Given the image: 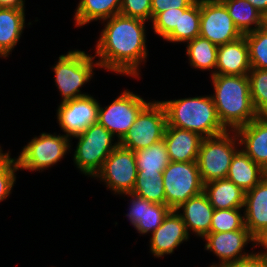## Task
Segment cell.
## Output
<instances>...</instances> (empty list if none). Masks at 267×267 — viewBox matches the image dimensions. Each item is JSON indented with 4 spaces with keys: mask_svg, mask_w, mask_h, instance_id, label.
Instances as JSON below:
<instances>
[{
    "mask_svg": "<svg viewBox=\"0 0 267 267\" xmlns=\"http://www.w3.org/2000/svg\"><path fill=\"white\" fill-rule=\"evenodd\" d=\"M99 24L103 27L98 30L91 50L100 69L111 75L140 80L142 68H146L149 60L150 23L118 14Z\"/></svg>",
    "mask_w": 267,
    "mask_h": 267,
    "instance_id": "1",
    "label": "cell"
},
{
    "mask_svg": "<svg viewBox=\"0 0 267 267\" xmlns=\"http://www.w3.org/2000/svg\"><path fill=\"white\" fill-rule=\"evenodd\" d=\"M208 78L218 118L227 131H236L258 116L251 101L247 75L215 74Z\"/></svg>",
    "mask_w": 267,
    "mask_h": 267,
    "instance_id": "2",
    "label": "cell"
},
{
    "mask_svg": "<svg viewBox=\"0 0 267 267\" xmlns=\"http://www.w3.org/2000/svg\"><path fill=\"white\" fill-rule=\"evenodd\" d=\"M197 95L159 100L165 107L167 124L190 130L203 138L226 132L218 118L211 94Z\"/></svg>",
    "mask_w": 267,
    "mask_h": 267,
    "instance_id": "3",
    "label": "cell"
},
{
    "mask_svg": "<svg viewBox=\"0 0 267 267\" xmlns=\"http://www.w3.org/2000/svg\"><path fill=\"white\" fill-rule=\"evenodd\" d=\"M89 51L77 47L69 49L66 53L60 54L54 65L50 66L54 75L53 83L58 95L61 96L60 102L90 95V92H84L83 88L86 85L89 87L91 81L96 80L94 75L101 69L91 48Z\"/></svg>",
    "mask_w": 267,
    "mask_h": 267,
    "instance_id": "4",
    "label": "cell"
},
{
    "mask_svg": "<svg viewBox=\"0 0 267 267\" xmlns=\"http://www.w3.org/2000/svg\"><path fill=\"white\" fill-rule=\"evenodd\" d=\"M70 140L72 165L78 170L77 172L90 180L101 169L109 154L119 145V140L98 122ZM73 140H76L75 146Z\"/></svg>",
    "mask_w": 267,
    "mask_h": 267,
    "instance_id": "5",
    "label": "cell"
},
{
    "mask_svg": "<svg viewBox=\"0 0 267 267\" xmlns=\"http://www.w3.org/2000/svg\"><path fill=\"white\" fill-rule=\"evenodd\" d=\"M33 136L15 157L22 173L23 171L28 173L49 171L70 155L71 140L59 131L58 133L43 131L38 136Z\"/></svg>",
    "mask_w": 267,
    "mask_h": 267,
    "instance_id": "6",
    "label": "cell"
},
{
    "mask_svg": "<svg viewBox=\"0 0 267 267\" xmlns=\"http://www.w3.org/2000/svg\"><path fill=\"white\" fill-rule=\"evenodd\" d=\"M239 149L236 131L203 138L196 161L203 183L226 179L232 158Z\"/></svg>",
    "mask_w": 267,
    "mask_h": 267,
    "instance_id": "7",
    "label": "cell"
},
{
    "mask_svg": "<svg viewBox=\"0 0 267 267\" xmlns=\"http://www.w3.org/2000/svg\"><path fill=\"white\" fill-rule=\"evenodd\" d=\"M135 92L124 88L113 100L108 101L109 104L102 105L100 102L98 123L119 141L132 127L139 113L153 100Z\"/></svg>",
    "mask_w": 267,
    "mask_h": 267,
    "instance_id": "8",
    "label": "cell"
},
{
    "mask_svg": "<svg viewBox=\"0 0 267 267\" xmlns=\"http://www.w3.org/2000/svg\"><path fill=\"white\" fill-rule=\"evenodd\" d=\"M166 127L165 107L158 99L153 98L139 113L132 127L119 141V145L134 152L150 147L163 140Z\"/></svg>",
    "mask_w": 267,
    "mask_h": 267,
    "instance_id": "9",
    "label": "cell"
},
{
    "mask_svg": "<svg viewBox=\"0 0 267 267\" xmlns=\"http://www.w3.org/2000/svg\"><path fill=\"white\" fill-rule=\"evenodd\" d=\"M137 172L135 152L118 145L92 179L97 180L110 194L117 197L132 192Z\"/></svg>",
    "mask_w": 267,
    "mask_h": 267,
    "instance_id": "10",
    "label": "cell"
},
{
    "mask_svg": "<svg viewBox=\"0 0 267 267\" xmlns=\"http://www.w3.org/2000/svg\"><path fill=\"white\" fill-rule=\"evenodd\" d=\"M166 205L177 209L189 198L203 192L204 183L201 179L196 161L170 162L162 173Z\"/></svg>",
    "mask_w": 267,
    "mask_h": 267,
    "instance_id": "11",
    "label": "cell"
},
{
    "mask_svg": "<svg viewBox=\"0 0 267 267\" xmlns=\"http://www.w3.org/2000/svg\"><path fill=\"white\" fill-rule=\"evenodd\" d=\"M202 240L204 251L218 259L206 267H223L251 256L257 249V239L248 229L208 233Z\"/></svg>",
    "mask_w": 267,
    "mask_h": 267,
    "instance_id": "12",
    "label": "cell"
},
{
    "mask_svg": "<svg viewBox=\"0 0 267 267\" xmlns=\"http://www.w3.org/2000/svg\"><path fill=\"white\" fill-rule=\"evenodd\" d=\"M92 93L87 96L60 102L56 107V123L59 131L68 138L82 134L98 122L100 100Z\"/></svg>",
    "mask_w": 267,
    "mask_h": 267,
    "instance_id": "13",
    "label": "cell"
},
{
    "mask_svg": "<svg viewBox=\"0 0 267 267\" xmlns=\"http://www.w3.org/2000/svg\"><path fill=\"white\" fill-rule=\"evenodd\" d=\"M217 46L232 42L243 35L235 26L221 0H200V33Z\"/></svg>",
    "mask_w": 267,
    "mask_h": 267,
    "instance_id": "14",
    "label": "cell"
},
{
    "mask_svg": "<svg viewBox=\"0 0 267 267\" xmlns=\"http://www.w3.org/2000/svg\"><path fill=\"white\" fill-rule=\"evenodd\" d=\"M117 197L128 201L127 213L123 215L140 237L150 236L171 211L166 204L153 203L133 193H124Z\"/></svg>",
    "mask_w": 267,
    "mask_h": 267,
    "instance_id": "15",
    "label": "cell"
},
{
    "mask_svg": "<svg viewBox=\"0 0 267 267\" xmlns=\"http://www.w3.org/2000/svg\"><path fill=\"white\" fill-rule=\"evenodd\" d=\"M148 238V253L157 259L172 256L176 249L191 240L184 221L175 210L168 213L163 223Z\"/></svg>",
    "mask_w": 267,
    "mask_h": 267,
    "instance_id": "16",
    "label": "cell"
},
{
    "mask_svg": "<svg viewBox=\"0 0 267 267\" xmlns=\"http://www.w3.org/2000/svg\"><path fill=\"white\" fill-rule=\"evenodd\" d=\"M214 210L204 192L189 198L175 209L184 221L189 235L199 240L210 233Z\"/></svg>",
    "mask_w": 267,
    "mask_h": 267,
    "instance_id": "17",
    "label": "cell"
},
{
    "mask_svg": "<svg viewBox=\"0 0 267 267\" xmlns=\"http://www.w3.org/2000/svg\"><path fill=\"white\" fill-rule=\"evenodd\" d=\"M26 10L0 7V59L7 60L12 56L17 45L21 43L25 28L28 29L34 24L30 20L27 22Z\"/></svg>",
    "mask_w": 267,
    "mask_h": 267,
    "instance_id": "18",
    "label": "cell"
},
{
    "mask_svg": "<svg viewBox=\"0 0 267 267\" xmlns=\"http://www.w3.org/2000/svg\"><path fill=\"white\" fill-rule=\"evenodd\" d=\"M240 148L267 171V116H257L236 130Z\"/></svg>",
    "mask_w": 267,
    "mask_h": 267,
    "instance_id": "19",
    "label": "cell"
},
{
    "mask_svg": "<svg viewBox=\"0 0 267 267\" xmlns=\"http://www.w3.org/2000/svg\"><path fill=\"white\" fill-rule=\"evenodd\" d=\"M243 211L246 228L258 240L267 232V175L245 192Z\"/></svg>",
    "mask_w": 267,
    "mask_h": 267,
    "instance_id": "20",
    "label": "cell"
},
{
    "mask_svg": "<svg viewBox=\"0 0 267 267\" xmlns=\"http://www.w3.org/2000/svg\"><path fill=\"white\" fill-rule=\"evenodd\" d=\"M251 69L245 35L235 41L218 46L215 74L248 75Z\"/></svg>",
    "mask_w": 267,
    "mask_h": 267,
    "instance_id": "21",
    "label": "cell"
},
{
    "mask_svg": "<svg viewBox=\"0 0 267 267\" xmlns=\"http://www.w3.org/2000/svg\"><path fill=\"white\" fill-rule=\"evenodd\" d=\"M202 139L195 132L168 124L163 138L171 162L197 161Z\"/></svg>",
    "mask_w": 267,
    "mask_h": 267,
    "instance_id": "22",
    "label": "cell"
},
{
    "mask_svg": "<svg viewBox=\"0 0 267 267\" xmlns=\"http://www.w3.org/2000/svg\"><path fill=\"white\" fill-rule=\"evenodd\" d=\"M122 0H79L74 9L72 23L74 28L89 26L93 22H100L120 13Z\"/></svg>",
    "mask_w": 267,
    "mask_h": 267,
    "instance_id": "23",
    "label": "cell"
},
{
    "mask_svg": "<svg viewBox=\"0 0 267 267\" xmlns=\"http://www.w3.org/2000/svg\"><path fill=\"white\" fill-rule=\"evenodd\" d=\"M266 175L267 171L240 148L232 158L226 179L247 192L253 189Z\"/></svg>",
    "mask_w": 267,
    "mask_h": 267,
    "instance_id": "24",
    "label": "cell"
},
{
    "mask_svg": "<svg viewBox=\"0 0 267 267\" xmlns=\"http://www.w3.org/2000/svg\"><path fill=\"white\" fill-rule=\"evenodd\" d=\"M186 63L191 69L202 73L209 72L208 77L215 75L218 46L208 39L197 36L184 44ZM205 71V72H204Z\"/></svg>",
    "mask_w": 267,
    "mask_h": 267,
    "instance_id": "25",
    "label": "cell"
},
{
    "mask_svg": "<svg viewBox=\"0 0 267 267\" xmlns=\"http://www.w3.org/2000/svg\"><path fill=\"white\" fill-rule=\"evenodd\" d=\"M203 192L214 209L244 207L245 192L228 179L205 183Z\"/></svg>",
    "mask_w": 267,
    "mask_h": 267,
    "instance_id": "26",
    "label": "cell"
},
{
    "mask_svg": "<svg viewBox=\"0 0 267 267\" xmlns=\"http://www.w3.org/2000/svg\"><path fill=\"white\" fill-rule=\"evenodd\" d=\"M200 33V0L188 8H180L179 30H172L163 42L183 45L193 40Z\"/></svg>",
    "mask_w": 267,
    "mask_h": 267,
    "instance_id": "27",
    "label": "cell"
},
{
    "mask_svg": "<svg viewBox=\"0 0 267 267\" xmlns=\"http://www.w3.org/2000/svg\"><path fill=\"white\" fill-rule=\"evenodd\" d=\"M242 35L262 27V15L247 0H221Z\"/></svg>",
    "mask_w": 267,
    "mask_h": 267,
    "instance_id": "28",
    "label": "cell"
},
{
    "mask_svg": "<svg viewBox=\"0 0 267 267\" xmlns=\"http://www.w3.org/2000/svg\"><path fill=\"white\" fill-rule=\"evenodd\" d=\"M137 174H162L171 162L164 140L135 151Z\"/></svg>",
    "mask_w": 267,
    "mask_h": 267,
    "instance_id": "29",
    "label": "cell"
},
{
    "mask_svg": "<svg viewBox=\"0 0 267 267\" xmlns=\"http://www.w3.org/2000/svg\"><path fill=\"white\" fill-rule=\"evenodd\" d=\"M131 193L153 203L166 204L162 174H137Z\"/></svg>",
    "mask_w": 267,
    "mask_h": 267,
    "instance_id": "30",
    "label": "cell"
},
{
    "mask_svg": "<svg viewBox=\"0 0 267 267\" xmlns=\"http://www.w3.org/2000/svg\"><path fill=\"white\" fill-rule=\"evenodd\" d=\"M11 153L10 149L7 151L3 147L0 149V203L9 200L17 183L16 180L19 179L17 174L20 170L15 155L13 156Z\"/></svg>",
    "mask_w": 267,
    "mask_h": 267,
    "instance_id": "31",
    "label": "cell"
},
{
    "mask_svg": "<svg viewBox=\"0 0 267 267\" xmlns=\"http://www.w3.org/2000/svg\"><path fill=\"white\" fill-rule=\"evenodd\" d=\"M247 76L256 114L267 116V70L252 68Z\"/></svg>",
    "mask_w": 267,
    "mask_h": 267,
    "instance_id": "32",
    "label": "cell"
},
{
    "mask_svg": "<svg viewBox=\"0 0 267 267\" xmlns=\"http://www.w3.org/2000/svg\"><path fill=\"white\" fill-rule=\"evenodd\" d=\"M239 229H247L243 208L214 210L210 233L231 232Z\"/></svg>",
    "mask_w": 267,
    "mask_h": 267,
    "instance_id": "33",
    "label": "cell"
},
{
    "mask_svg": "<svg viewBox=\"0 0 267 267\" xmlns=\"http://www.w3.org/2000/svg\"><path fill=\"white\" fill-rule=\"evenodd\" d=\"M251 68L267 70V30L261 28L245 34Z\"/></svg>",
    "mask_w": 267,
    "mask_h": 267,
    "instance_id": "34",
    "label": "cell"
},
{
    "mask_svg": "<svg viewBox=\"0 0 267 267\" xmlns=\"http://www.w3.org/2000/svg\"><path fill=\"white\" fill-rule=\"evenodd\" d=\"M180 8L159 13L150 23L151 31L163 40L172 30H179Z\"/></svg>",
    "mask_w": 267,
    "mask_h": 267,
    "instance_id": "35",
    "label": "cell"
},
{
    "mask_svg": "<svg viewBox=\"0 0 267 267\" xmlns=\"http://www.w3.org/2000/svg\"><path fill=\"white\" fill-rule=\"evenodd\" d=\"M119 14L151 23V0H122Z\"/></svg>",
    "mask_w": 267,
    "mask_h": 267,
    "instance_id": "36",
    "label": "cell"
},
{
    "mask_svg": "<svg viewBox=\"0 0 267 267\" xmlns=\"http://www.w3.org/2000/svg\"><path fill=\"white\" fill-rule=\"evenodd\" d=\"M196 0H151L152 20L161 12L169 9L188 8Z\"/></svg>",
    "mask_w": 267,
    "mask_h": 267,
    "instance_id": "37",
    "label": "cell"
},
{
    "mask_svg": "<svg viewBox=\"0 0 267 267\" xmlns=\"http://www.w3.org/2000/svg\"><path fill=\"white\" fill-rule=\"evenodd\" d=\"M223 267H267V261L258 251H255L251 256Z\"/></svg>",
    "mask_w": 267,
    "mask_h": 267,
    "instance_id": "38",
    "label": "cell"
},
{
    "mask_svg": "<svg viewBox=\"0 0 267 267\" xmlns=\"http://www.w3.org/2000/svg\"><path fill=\"white\" fill-rule=\"evenodd\" d=\"M26 0H0V7L26 9Z\"/></svg>",
    "mask_w": 267,
    "mask_h": 267,
    "instance_id": "39",
    "label": "cell"
},
{
    "mask_svg": "<svg viewBox=\"0 0 267 267\" xmlns=\"http://www.w3.org/2000/svg\"><path fill=\"white\" fill-rule=\"evenodd\" d=\"M257 251L264 257L267 261V232L264 233L258 240H257Z\"/></svg>",
    "mask_w": 267,
    "mask_h": 267,
    "instance_id": "40",
    "label": "cell"
},
{
    "mask_svg": "<svg viewBox=\"0 0 267 267\" xmlns=\"http://www.w3.org/2000/svg\"><path fill=\"white\" fill-rule=\"evenodd\" d=\"M253 7H255L261 14L267 11V0H247Z\"/></svg>",
    "mask_w": 267,
    "mask_h": 267,
    "instance_id": "41",
    "label": "cell"
},
{
    "mask_svg": "<svg viewBox=\"0 0 267 267\" xmlns=\"http://www.w3.org/2000/svg\"><path fill=\"white\" fill-rule=\"evenodd\" d=\"M262 28L267 30V11L262 15Z\"/></svg>",
    "mask_w": 267,
    "mask_h": 267,
    "instance_id": "42",
    "label": "cell"
}]
</instances>
